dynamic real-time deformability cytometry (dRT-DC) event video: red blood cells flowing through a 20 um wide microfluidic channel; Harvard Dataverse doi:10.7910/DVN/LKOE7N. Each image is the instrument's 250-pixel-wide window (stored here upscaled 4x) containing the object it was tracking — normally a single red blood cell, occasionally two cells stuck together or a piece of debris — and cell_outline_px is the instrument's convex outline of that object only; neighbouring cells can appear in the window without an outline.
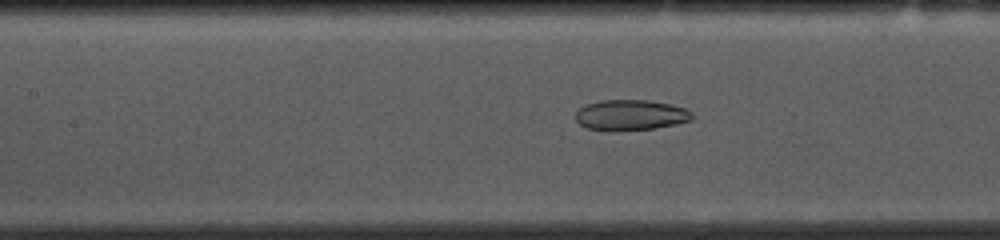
{"species": "common noctule bat (a hibernating species)", "species_latin": "Nyctalus noctula", "temperature_condition": "cold", "stored_images_in_passage": 52, "camera_frame_rate_fps": 3000, "um_per_image_px": 0.085, "animal": {"sex": "female", "body_mass_g": 10.0, "forearm_length_mm": 53.1}, "frame": {"image": 1, "passage_image": 21, "time_ms": 6.667, "image_size_px": [1000, 240], "cell_outline_px": [[692, 120], [676, 124], [656, 128], [588, 128], [580, 124], [576, 120], [576, 112], [584, 104], [600, 100], [648, 100], [668, 104], [684, 108], [692, 112]], "centroid_in_image_um": [53.62, 9.73], "position_along_channel_um": 153.8, "area_um2": 19.94}}
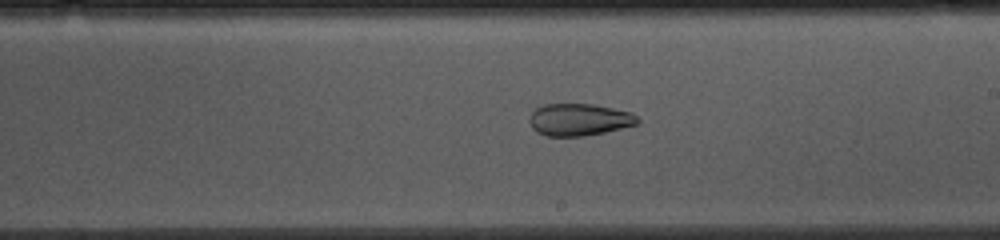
{"frame": {"image": 2, "passage_image": 28, "time_ms": 9.0, "image_size_px": [1000, 240], "cell_outline_px": [[640, 124], [604, 132], [584, 136], [544, 136], [536, 132], [532, 128], [528, 120], [532, 112], [536, 108], [544, 104], [592, 104], [632, 112], [640, 120]], "centroid_in_image_um": [49.22, 10.17], "position_along_channel_um": 239.8, "area_um2": 20.4}}
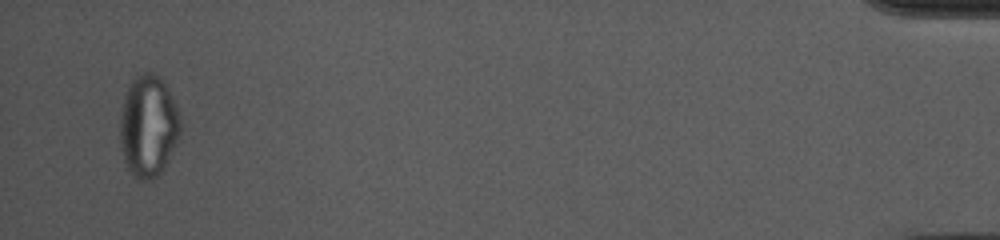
{"frame": {"image": 3, "passage_image": 50, "time_ms": 16.333, "image_size_px": [1000, 240], "cell_outline_px": [[180, 132], [176, 144], [164, 164], [156, 176], [148, 180], [140, 180], [128, 168], [124, 160], [120, 144], [120, 112], [124, 96], [128, 84], [140, 72], [152, 72], [160, 76], [168, 88], [180, 112]], "centroid_in_image_um": [12.59, 10.64], "position_along_channel_um": 422.6, "area_um2": 35.78}, "authors_computed_cell_mechanics": {"area_um2": 26.4724, "velocity_mm_per_s": 3.6923, "shape_relaxation_time_tau1_ms": null, "shape_relaxation_time_tau2_ms": 2.6313, "deformation_change_tau1": null, "deformation_change_tau2": 0.0722}}